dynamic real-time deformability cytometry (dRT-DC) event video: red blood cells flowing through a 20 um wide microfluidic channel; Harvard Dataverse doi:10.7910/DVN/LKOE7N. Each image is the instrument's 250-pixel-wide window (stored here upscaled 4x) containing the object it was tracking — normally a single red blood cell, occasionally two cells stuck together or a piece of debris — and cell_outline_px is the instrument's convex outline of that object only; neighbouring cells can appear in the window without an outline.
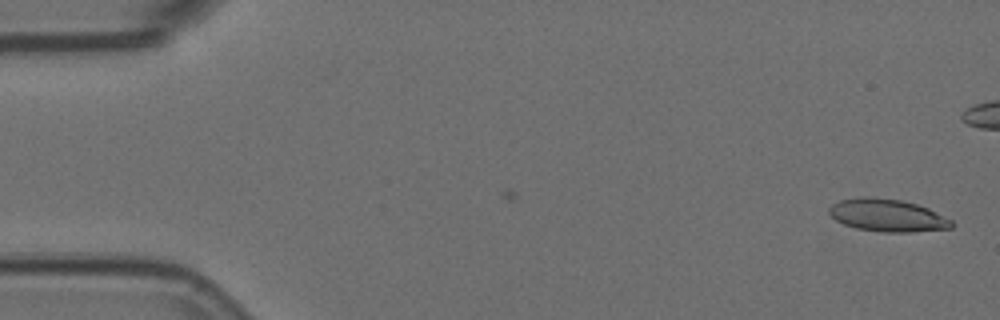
{"species": "Egyptian fruit bat (a non-hibernating species)", "species_latin": "Rousettus aegyptiacus", "temperature_condition": "room temperature", "stored_images_in_passage": 20, "camera_frame_rate_fps": 3000, "um_per_image_px": 0.085, "animal": {"sex": "female"}, "frame": {"image": 1, "passage_image": 1, "time_ms": 0.0, "image_size_px": [1000, 320], "cell_outline_px": [[952, 228], [912, 232], [884, 232], [856, 228], [844, 224], [836, 220], [828, 212], [828, 208], [832, 204], [840, 200], [860, 196], [868, 196], [900, 200], [916, 204], [928, 208], [952, 220]], "centroid_in_image_um": [75.41, 18.3], "position_along_channel_um": 9.6, "area_um2": 23.18}}
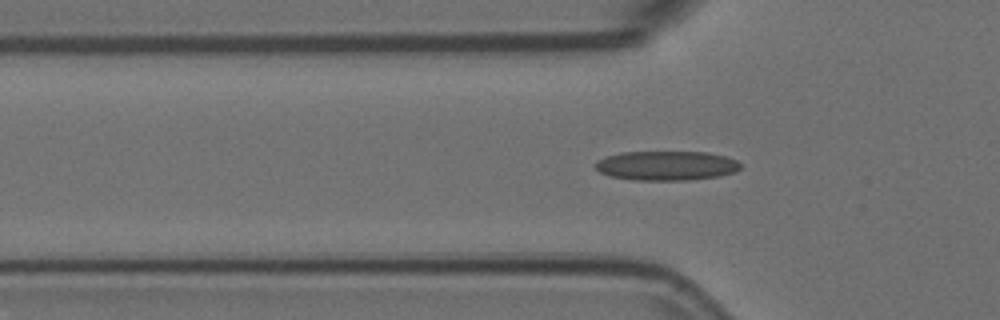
{"frame": {"image": 2, "passage_image": 17, "time_ms": 5.333, "image_size_px": [1000, 320], "cell_outline_px": [[740, 168], [736, 172], [720, 176], [688, 180], [636, 180], [612, 176], [600, 172], [592, 164], [596, 160], [620, 152], [708, 152], [724, 156], [736, 160], [740, 164]], "centroid_in_image_um": [56.64, 14.08], "position_along_channel_um": 69.2, "area_um2": 24.91}}